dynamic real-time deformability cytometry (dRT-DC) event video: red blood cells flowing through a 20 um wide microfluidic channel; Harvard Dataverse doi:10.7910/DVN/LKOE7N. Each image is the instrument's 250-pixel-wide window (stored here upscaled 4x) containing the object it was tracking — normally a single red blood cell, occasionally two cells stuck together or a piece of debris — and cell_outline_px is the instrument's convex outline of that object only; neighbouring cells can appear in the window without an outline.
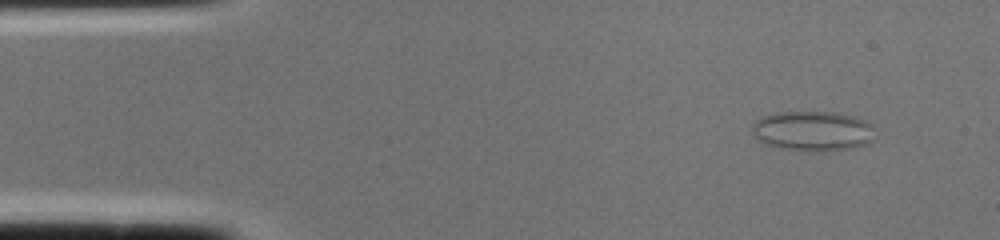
{"species": "common noctule bat (a hibernating species)", "species_latin": "Nyctalus noctula", "temperature_condition": "cold", "stored_images_in_passage": 1, "camera_frame_rate_fps": 3000, "um_per_image_px": 0.085, "animal": {"sex": "female", "body_mass_g": 22.0, "forearm_length_mm": 56.7}, "frame": {"image": 1, "passage_image": 1, "time_ms": 0.0, "image_size_px": [1000, 240], "cell_outline_px": [[872, 140], [868, 144], [852, 148], [812, 152], [784, 148], [764, 144], [752, 136], [752, 124], [760, 116], [776, 112], [836, 112], [856, 116], [868, 120], [872, 124]], "centroid_in_image_um": [69.06, 11.12], "position_along_channel_um": 15.9, "area_um2": 29.02}}